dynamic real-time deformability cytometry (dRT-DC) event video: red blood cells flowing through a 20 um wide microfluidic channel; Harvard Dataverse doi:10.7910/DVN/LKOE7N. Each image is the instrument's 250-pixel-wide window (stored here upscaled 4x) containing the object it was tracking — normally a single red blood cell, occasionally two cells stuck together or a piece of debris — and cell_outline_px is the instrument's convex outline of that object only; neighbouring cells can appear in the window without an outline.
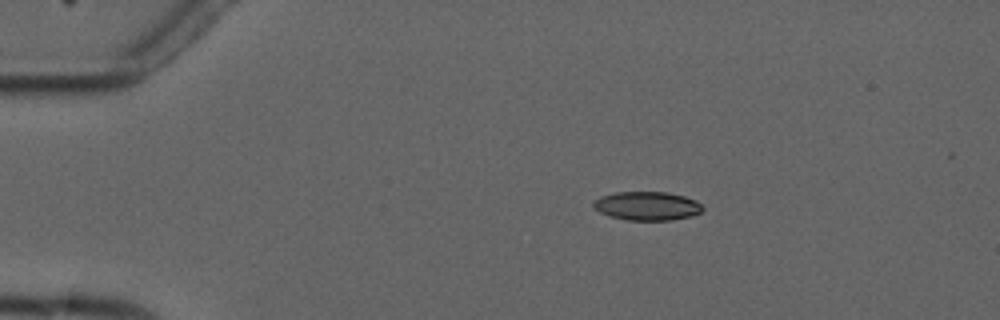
{"species": "common noctule bat (a hibernating species)", "species_latin": "Nyctalus noctula", "temperature_condition": "cold", "stored_images_in_passage": 4, "camera_frame_rate_fps": 3000, "um_per_image_px": 0.085, "animal": {"sex": "male", "forearm_length_mm": 52.5}, "frame": {"image": 1, "passage_image": 3, "time_ms": 2.333, "image_size_px": [1000, 320], "cell_outline_px": [[704, 208], [700, 212], [692, 216], [672, 220], [628, 220], [612, 216], [600, 212], [592, 208], [592, 200], [600, 196], [616, 192], [668, 192], [684, 196], [696, 200]], "centroid_in_image_um": [54.98, 17.5], "position_along_channel_um": 30.0, "area_um2": 18.38}}